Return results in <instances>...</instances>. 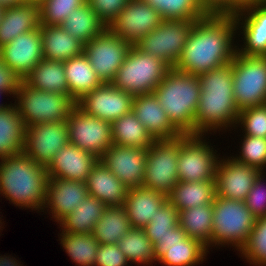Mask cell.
<instances>
[{
	"instance_id": "obj_1",
	"label": "cell",
	"mask_w": 266,
	"mask_h": 266,
	"mask_svg": "<svg viewBox=\"0 0 266 266\" xmlns=\"http://www.w3.org/2000/svg\"><path fill=\"white\" fill-rule=\"evenodd\" d=\"M236 32L234 15L207 14L196 20L174 69L200 75L232 62Z\"/></svg>"
},
{
	"instance_id": "obj_2",
	"label": "cell",
	"mask_w": 266,
	"mask_h": 266,
	"mask_svg": "<svg viewBox=\"0 0 266 266\" xmlns=\"http://www.w3.org/2000/svg\"><path fill=\"white\" fill-rule=\"evenodd\" d=\"M198 76L201 94L195 112V134L234 127L240 111L233 94L232 62Z\"/></svg>"
},
{
	"instance_id": "obj_3",
	"label": "cell",
	"mask_w": 266,
	"mask_h": 266,
	"mask_svg": "<svg viewBox=\"0 0 266 266\" xmlns=\"http://www.w3.org/2000/svg\"><path fill=\"white\" fill-rule=\"evenodd\" d=\"M48 182L46 167L23 152L0 159V194L16 206L44 212Z\"/></svg>"
},
{
	"instance_id": "obj_4",
	"label": "cell",
	"mask_w": 266,
	"mask_h": 266,
	"mask_svg": "<svg viewBox=\"0 0 266 266\" xmlns=\"http://www.w3.org/2000/svg\"><path fill=\"white\" fill-rule=\"evenodd\" d=\"M153 93L182 134H195V112L201 94L198 75L171 68Z\"/></svg>"
},
{
	"instance_id": "obj_5",
	"label": "cell",
	"mask_w": 266,
	"mask_h": 266,
	"mask_svg": "<svg viewBox=\"0 0 266 266\" xmlns=\"http://www.w3.org/2000/svg\"><path fill=\"white\" fill-rule=\"evenodd\" d=\"M170 69L163 60L132 45L111 84L132 96L153 93Z\"/></svg>"
},
{
	"instance_id": "obj_6",
	"label": "cell",
	"mask_w": 266,
	"mask_h": 266,
	"mask_svg": "<svg viewBox=\"0 0 266 266\" xmlns=\"http://www.w3.org/2000/svg\"><path fill=\"white\" fill-rule=\"evenodd\" d=\"M256 220L244 201L216 196L213 201L212 247L232 245L240 251Z\"/></svg>"
},
{
	"instance_id": "obj_7",
	"label": "cell",
	"mask_w": 266,
	"mask_h": 266,
	"mask_svg": "<svg viewBox=\"0 0 266 266\" xmlns=\"http://www.w3.org/2000/svg\"><path fill=\"white\" fill-rule=\"evenodd\" d=\"M14 105L26 127L37 123L67 121L76 102L66 94L41 91L20 82ZM17 101V103H16Z\"/></svg>"
},
{
	"instance_id": "obj_8",
	"label": "cell",
	"mask_w": 266,
	"mask_h": 266,
	"mask_svg": "<svg viewBox=\"0 0 266 266\" xmlns=\"http://www.w3.org/2000/svg\"><path fill=\"white\" fill-rule=\"evenodd\" d=\"M233 94L238 110L266 104V56L236 52L232 61Z\"/></svg>"
},
{
	"instance_id": "obj_9",
	"label": "cell",
	"mask_w": 266,
	"mask_h": 266,
	"mask_svg": "<svg viewBox=\"0 0 266 266\" xmlns=\"http://www.w3.org/2000/svg\"><path fill=\"white\" fill-rule=\"evenodd\" d=\"M181 136L155 140L147 149L143 187L168 196L179 182L178 157Z\"/></svg>"
},
{
	"instance_id": "obj_10",
	"label": "cell",
	"mask_w": 266,
	"mask_h": 266,
	"mask_svg": "<svg viewBox=\"0 0 266 266\" xmlns=\"http://www.w3.org/2000/svg\"><path fill=\"white\" fill-rule=\"evenodd\" d=\"M196 20L198 19L163 20L135 46L145 54L161 59L170 68H174Z\"/></svg>"
},
{
	"instance_id": "obj_11",
	"label": "cell",
	"mask_w": 266,
	"mask_h": 266,
	"mask_svg": "<svg viewBox=\"0 0 266 266\" xmlns=\"http://www.w3.org/2000/svg\"><path fill=\"white\" fill-rule=\"evenodd\" d=\"M202 136V134L181 135L177 163L180 182L215 181L219 157L216 155L217 151H214Z\"/></svg>"
},
{
	"instance_id": "obj_12",
	"label": "cell",
	"mask_w": 266,
	"mask_h": 266,
	"mask_svg": "<svg viewBox=\"0 0 266 266\" xmlns=\"http://www.w3.org/2000/svg\"><path fill=\"white\" fill-rule=\"evenodd\" d=\"M69 143L101 158L113 144L111 123L85 113L75 105L67 118Z\"/></svg>"
},
{
	"instance_id": "obj_13",
	"label": "cell",
	"mask_w": 266,
	"mask_h": 266,
	"mask_svg": "<svg viewBox=\"0 0 266 266\" xmlns=\"http://www.w3.org/2000/svg\"><path fill=\"white\" fill-rule=\"evenodd\" d=\"M131 46L107 27L84 45L83 53L100 81L112 83Z\"/></svg>"
},
{
	"instance_id": "obj_14",
	"label": "cell",
	"mask_w": 266,
	"mask_h": 266,
	"mask_svg": "<svg viewBox=\"0 0 266 266\" xmlns=\"http://www.w3.org/2000/svg\"><path fill=\"white\" fill-rule=\"evenodd\" d=\"M68 143L67 121L37 123L26 127L23 153L47 168L55 154Z\"/></svg>"
},
{
	"instance_id": "obj_15",
	"label": "cell",
	"mask_w": 266,
	"mask_h": 266,
	"mask_svg": "<svg viewBox=\"0 0 266 266\" xmlns=\"http://www.w3.org/2000/svg\"><path fill=\"white\" fill-rule=\"evenodd\" d=\"M208 250L199 240L187 237L180 225L154 245L156 260L165 266H195L204 261Z\"/></svg>"
},
{
	"instance_id": "obj_16",
	"label": "cell",
	"mask_w": 266,
	"mask_h": 266,
	"mask_svg": "<svg viewBox=\"0 0 266 266\" xmlns=\"http://www.w3.org/2000/svg\"><path fill=\"white\" fill-rule=\"evenodd\" d=\"M162 21L159 12L148 3L130 0L108 28L124 41L135 45Z\"/></svg>"
},
{
	"instance_id": "obj_17",
	"label": "cell",
	"mask_w": 266,
	"mask_h": 266,
	"mask_svg": "<svg viewBox=\"0 0 266 266\" xmlns=\"http://www.w3.org/2000/svg\"><path fill=\"white\" fill-rule=\"evenodd\" d=\"M134 96L115 88L111 83L85 94L76 105L85 113L112 123L114 120L132 112Z\"/></svg>"
},
{
	"instance_id": "obj_18",
	"label": "cell",
	"mask_w": 266,
	"mask_h": 266,
	"mask_svg": "<svg viewBox=\"0 0 266 266\" xmlns=\"http://www.w3.org/2000/svg\"><path fill=\"white\" fill-rule=\"evenodd\" d=\"M147 149L112 144L101 162L127 188L143 187Z\"/></svg>"
},
{
	"instance_id": "obj_19",
	"label": "cell",
	"mask_w": 266,
	"mask_h": 266,
	"mask_svg": "<svg viewBox=\"0 0 266 266\" xmlns=\"http://www.w3.org/2000/svg\"><path fill=\"white\" fill-rule=\"evenodd\" d=\"M260 173L258 169L241 164L232 157L219 159L215 173L216 196L244 201Z\"/></svg>"
},
{
	"instance_id": "obj_20",
	"label": "cell",
	"mask_w": 266,
	"mask_h": 266,
	"mask_svg": "<svg viewBox=\"0 0 266 266\" xmlns=\"http://www.w3.org/2000/svg\"><path fill=\"white\" fill-rule=\"evenodd\" d=\"M0 57L23 80L44 58L40 28L21 34L0 47Z\"/></svg>"
},
{
	"instance_id": "obj_21",
	"label": "cell",
	"mask_w": 266,
	"mask_h": 266,
	"mask_svg": "<svg viewBox=\"0 0 266 266\" xmlns=\"http://www.w3.org/2000/svg\"><path fill=\"white\" fill-rule=\"evenodd\" d=\"M234 18L236 29L241 28L244 36V45L237 48V53L245 56H266V3L247 5Z\"/></svg>"
},
{
	"instance_id": "obj_22",
	"label": "cell",
	"mask_w": 266,
	"mask_h": 266,
	"mask_svg": "<svg viewBox=\"0 0 266 266\" xmlns=\"http://www.w3.org/2000/svg\"><path fill=\"white\" fill-rule=\"evenodd\" d=\"M98 160L95 155L68 143L55 154L46 170L52 178L85 182Z\"/></svg>"
},
{
	"instance_id": "obj_23",
	"label": "cell",
	"mask_w": 266,
	"mask_h": 266,
	"mask_svg": "<svg viewBox=\"0 0 266 266\" xmlns=\"http://www.w3.org/2000/svg\"><path fill=\"white\" fill-rule=\"evenodd\" d=\"M132 112L155 140L173 139L182 135L169 120L154 93L134 96Z\"/></svg>"
},
{
	"instance_id": "obj_24",
	"label": "cell",
	"mask_w": 266,
	"mask_h": 266,
	"mask_svg": "<svg viewBox=\"0 0 266 266\" xmlns=\"http://www.w3.org/2000/svg\"><path fill=\"white\" fill-rule=\"evenodd\" d=\"M88 195L85 182L49 177L43 208H50L49 213L59 222Z\"/></svg>"
},
{
	"instance_id": "obj_25",
	"label": "cell",
	"mask_w": 266,
	"mask_h": 266,
	"mask_svg": "<svg viewBox=\"0 0 266 266\" xmlns=\"http://www.w3.org/2000/svg\"><path fill=\"white\" fill-rule=\"evenodd\" d=\"M41 27L40 3L25 1L4 7L0 20V47L17 36Z\"/></svg>"
},
{
	"instance_id": "obj_26",
	"label": "cell",
	"mask_w": 266,
	"mask_h": 266,
	"mask_svg": "<svg viewBox=\"0 0 266 266\" xmlns=\"http://www.w3.org/2000/svg\"><path fill=\"white\" fill-rule=\"evenodd\" d=\"M88 194L106 206L124 204L128 189L99 159L86 178Z\"/></svg>"
},
{
	"instance_id": "obj_27",
	"label": "cell",
	"mask_w": 266,
	"mask_h": 266,
	"mask_svg": "<svg viewBox=\"0 0 266 266\" xmlns=\"http://www.w3.org/2000/svg\"><path fill=\"white\" fill-rule=\"evenodd\" d=\"M167 201V196L145 187L129 188L124 208L132 228H144Z\"/></svg>"
},
{
	"instance_id": "obj_28",
	"label": "cell",
	"mask_w": 266,
	"mask_h": 266,
	"mask_svg": "<svg viewBox=\"0 0 266 266\" xmlns=\"http://www.w3.org/2000/svg\"><path fill=\"white\" fill-rule=\"evenodd\" d=\"M40 32L44 59L66 61L83 53L84 44L59 25H41Z\"/></svg>"
},
{
	"instance_id": "obj_29",
	"label": "cell",
	"mask_w": 266,
	"mask_h": 266,
	"mask_svg": "<svg viewBox=\"0 0 266 266\" xmlns=\"http://www.w3.org/2000/svg\"><path fill=\"white\" fill-rule=\"evenodd\" d=\"M64 69L69 95L75 102L103 84L84 53L64 61Z\"/></svg>"
},
{
	"instance_id": "obj_30",
	"label": "cell",
	"mask_w": 266,
	"mask_h": 266,
	"mask_svg": "<svg viewBox=\"0 0 266 266\" xmlns=\"http://www.w3.org/2000/svg\"><path fill=\"white\" fill-rule=\"evenodd\" d=\"M23 81L32 88L41 91L57 92L69 95L64 61L42 59Z\"/></svg>"
},
{
	"instance_id": "obj_31",
	"label": "cell",
	"mask_w": 266,
	"mask_h": 266,
	"mask_svg": "<svg viewBox=\"0 0 266 266\" xmlns=\"http://www.w3.org/2000/svg\"><path fill=\"white\" fill-rule=\"evenodd\" d=\"M26 126L14 104L0 111V159L23 152Z\"/></svg>"
},
{
	"instance_id": "obj_32",
	"label": "cell",
	"mask_w": 266,
	"mask_h": 266,
	"mask_svg": "<svg viewBox=\"0 0 266 266\" xmlns=\"http://www.w3.org/2000/svg\"><path fill=\"white\" fill-rule=\"evenodd\" d=\"M215 197V181H179L167 196V200L177 208L179 213L202 204H213Z\"/></svg>"
},
{
	"instance_id": "obj_33",
	"label": "cell",
	"mask_w": 266,
	"mask_h": 266,
	"mask_svg": "<svg viewBox=\"0 0 266 266\" xmlns=\"http://www.w3.org/2000/svg\"><path fill=\"white\" fill-rule=\"evenodd\" d=\"M105 208L106 205L99 199L88 195L58 223L64 232L89 234L92 233Z\"/></svg>"
},
{
	"instance_id": "obj_34",
	"label": "cell",
	"mask_w": 266,
	"mask_h": 266,
	"mask_svg": "<svg viewBox=\"0 0 266 266\" xmlns=\"http://www.w3.org/2000/svg\"><path fill=\"white\" fill-rule=\"evenodd\" d=\"M131 228L123 205L106 206L91 234L98 244H116Z\"/></svg>"
},
{
	"instance_id": "obj_35",
	"label": "cell",
	"mask_w": 266,
	"mask_h": 266,
	"mask_svg": "<svg viewBox=\"0 0 266 266\" xmlns=\"http://www.w3.org/2000/svg\"><path fill=\"white\" fill-rule=\"evenodd\" d=\"M179 225L187 237L202 242L207 248L212 246L213 204H202L198 207L179 212Z\"/></svg>"
},
{
	"instance_id": "obj_36",
	"label": "cell",
	"mask_w": 266,
	"mask_h": 266,
	"mask_svg": "<svg viewBox=\"0 0 266 266\" xmlns=\"http://www.w3.org/2000/svg\"><path fill=\"white\" fill-rule=\"evenodd\" d=\"M111 130L115 145L148 149L155 141L133 112L114 120Z\"/></svg>"
},
{
	"instance_id": "obj_37",
	"label": "cell",
	"mask_w": 266,
	"mask_h": 266,
	"mask_svg": "<svg viewBox=\"0 0 266 266\" xmlns=\"http://www.w3.org/2000/svg\"><path fill=\"white\" fill-rule=\"evenodd\" d=\"M60 26L84 45L107 28L88 3L73 10Z\"/></svg>"
},
{
	"instance_id": "obj_38",
	"label": "cell",
	"mask_w": 266,
	"mask_h": 266,
	"mask_svg": "<svg viewBox=\"0 0 266 266\" xmlns=\"http://www.w3.org/2000/svg\"><path fill=\"white\" fill-rule=\"evenodd\" d=\"M60 243L71 258L79 266H94L98 241L89 234L67 233L62 231Z\"/></svg>"
},
{
	"instance_id": "obj_39",
	"label": "cell",
	"mask_w": 266,
	"mask_h": 266,
	"mask_svg": "<svg viewBox=\"0 0 266 266\" xmlns=\"http://www.w3.org/2000/svg\"><path fill=\"white\" fill-rule=\"evenodd\" d=\"M120 250L131 263L150 264L157 261L154 246L144 233L143 228H131L117 243Z\"/></svg>"
},
{
	"instance_id": "obj_40",
	"label": "cell",
	"mask_w": 266,
	"mask_h": 266,
	"mask_svg": "<svg viewBox=\"0 0 266 266\" xmlns=\"http://www.w3.org/2000/svg\"><path fill=\"white\" fill-rule=\"evenodd\" d=\"M154 7L163 20L201 19L207 14L199 0H142Z\"/></svg>"
},
{
	"instance_id": "obj_41",
	"label": "cell",
	"mask_w": 266,
	"mask_h": 266,
	"mask_svg": "<svg viewBox=\"0 0 266 266\" xmlns=\"http://www.w3.org/2000/svg\"><path fill=\"white\" fill-rule=\"evenodd\" d=\"M179 225V213L177 208L168 200L157 210L151 221L143 228L144 233L152 242L153 246L161 237Z\"/></svg>"
},
{
	"instance_id": "obj_42",
	"label": "cell",
	"mask_w": 266,
	"mask_h": 266,
	"mask_svg": "<svg viewBox=\"0 0 266 266\" xmlns=\"http://www.w3.org/2000/svg\"><path fill=\"white\" fill-rule=\"evenodd\" d=\"M240 254L254 266H266V216L256 220Z\"/></svg>"
},
{
	"instance_id": "obj_43",
	"label": "cell",
	"mask_w": 266,
	"mask_h": 266,
	"mask_svg": "<svg viewBox=\"0 0 266 266\" xmlns=\"http://www.w3.org/2000/svg\"><path fill=\"white\" fill-rule=\"evenodd\" d=\"M87 0H42L40 2L41 25H59L75 9Z\"/></svg>"
},
{
	"instance_id": "obj_44",
	"label": "cell",
	"mask_w": 266,
	"mask_h": 266,
	"mask_svg": "<svg viewBox=\"0 0 266 266\" xmlns=\"http://www.w3.org/2000/svg\"><path fill=\"white\" fill-rule=\"evenodd\" d=\"M240 155L233 159L264 172L266 167V138L244 135Z\"/></svg>"
},
{
	"instance_id": "obj_45",
	"label": "cell",
	"mask_w": 266,
	"mask_h": 266,
	"mask_svg": "<svg viewBox=\"0 0 266 266\" xmlns=\"http://www.w3.org/2000/svg\"><path fill=\"white\" fill-rule=\"evenodd\" d=\"M237 125L245 135L266 138V104L240 110Z\"/></svg>"
},
{
	"instance_id": "obj_46",
	"label": "cell",
	"mask_w": 266,
	"mask_h": 266,
	"mask_svg": "<svg viewBox=\"0 0 266 266\" xmlns=\"http://www.w3.org/2000/svg\"><path fill=\"white\" fill-rule=\"evenodd\" d=\"M265 172H261L252 188L250 189L246 199L244 200L247 208L258 219L266 216V186H264Z\"/></svg>"
},
{
	"instance_id": "obj_47",
	"label": "cell",
	"mask_w": 266,
	"mask_h": 266,
	"mask_svg": "<svg viewBox=\"0 0 266 266\" xmlns=\"http://www.w3.org/2000/svg\"><path fill=\"white\" fill-rule=\"evenodd\" d=\"M130 0H87L99 19L109 27Z\"/></svg>"
},
{
	"instance_id": "obj_48",
	"label": "cell",
	"mask_w": 266,
	"mask_h": 266,
	"mask_svg": "<svg viewBox=\"0 0 266 266\" xmlns=\"http://www.w3.org/2000/svg\"><path fill=\"white\" fill-rule=\"evenodd\" d=\"M128 259L116 244H99L94 266H127Z\"/></svg>"
},
{
	"instance_id": "obj_49",
	"label": "cell",
	"mask_w": 266,
	"mask_h": 266,
	"mask_svg": "<svg viewBox=\"0 0 266 266\" xmlns=\"http://www.w3.org/2000/svg\"><path fill=\"white\" fill-rule=\"evenodd\" d=\"M206 14L235 15L245 7L239 0H199Z\"/></svg>"
},
{
	"instance_id": "obj_50",
	"label": "cell",
	"mask_w": 266,
	"mask_h": 266,
	"mask_svg": "<svg viewBox=\"0 0 266 266\" xmlns=\"http://www.w3.org/2000/svg\"><path fill=\"white\" fill-rule=\"evenodd\" d=\"M22 79L0 57V90L15 96Z\"/></svg>"
},
{
	"instance_id": "obj_51",
	"label": "cell",
	"mask_w": 266,
	"mask_h": 266,
	"mask_svg": "<svg viewBox=\"0 0 266 266\" xmlns=\"http://www.w3.org/2000/svg\"><path fill=\"white\" fill-rule=\"evenodd\" d=\"M18 260L11 258L10 256H0V266H22V264H18L20 262H17Z\"/></svg>"
},
{
	"instance_id": "obj_52",
	"label": "cell",
	"mask_w": 266,
	"mask_h": 266,
	"mask_svg": "<svg viewBox=\"0 0 266 266\" xmlns=\"http://www.w3.org/2000/svg\"><path fill=\"white\" fill-rule=\"evenodd\" d=\"M24 2L25 0H0V5L3 7H11V6H16Z\"/></svg>"
},
{
	"instance_id": "obj_53",
	"label": "cell",
	"mask_w": 266,
	"mask_h": 266,
	"mask_svg": "<svg viewBox=\"0 0 266 266\" xmlns=\"http://www.w3.org/2000/svg\"><path fill=\"white\" fill-rule=\"evenodd\" d=\"M244 6L258 3H266V0H239Z\"/></svg>"
},
{
	"instance_id": "obj_54",
	"label": "cell",
	"mask_w": 266,
	"mask_h": 266,
	"mask_svg": "<svg viewBox=\"0 0 266 266\" xmlns=\"http://www.w3.org/2000/svg\"><path fill=\"white\" fill-rule=\"evenodd\" d=\"M2 94H5V95H7V93H5V92H3V91H1L0 90V96L2 95ZM10 106V104H5V105H3V104H0V111L1 110H4V109H6V108H8Z\"/></svg>"
},
{
	"instance_id": "obj_55",
	"label": "cell",
	"mask_w": 266,
	"mask_h": 266,
	"mask_svg": "<svg viewBox=\"0 0 266 266\" xmlns=\"http://www.w3.org/2000/svg\"><path fill=\"white\" fill-rule=\"evenodd\" d=\"M3 10H4V7L0 5V20H1Z\"/></svg>"
},
{
	"instance_id": "obj_56",
	"label": "cell",
	"mask_w": 266,
	"mask_h": 266,
	"mask_svg": "<svg viewBox=\"0 0 266 266\" xmlns=\"http://www.w3.org/2000/svg\"><path fill=\"white\" fill-rule=\"evenodd\" d=\"M2 220H0V229L2 228V222H1Z\"/></svg>"
}]
</instances>
